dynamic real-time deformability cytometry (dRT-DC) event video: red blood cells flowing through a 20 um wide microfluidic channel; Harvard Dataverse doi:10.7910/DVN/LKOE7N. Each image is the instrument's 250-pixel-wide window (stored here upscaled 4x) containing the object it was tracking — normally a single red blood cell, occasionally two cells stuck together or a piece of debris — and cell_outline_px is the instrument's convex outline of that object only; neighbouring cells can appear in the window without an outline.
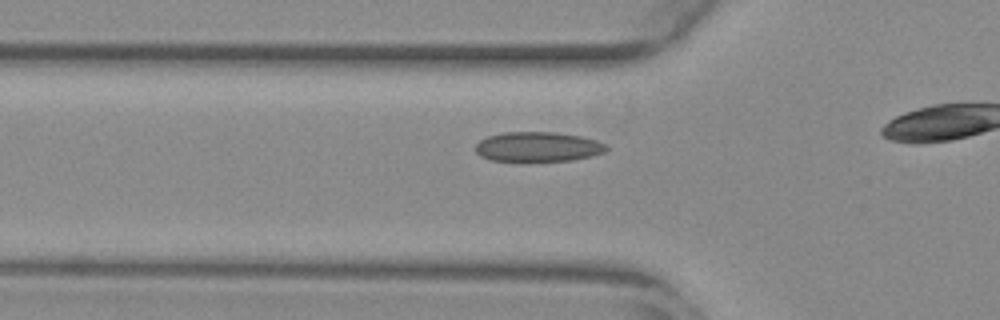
{"species": "common noctule bat (a hibernating species)", "species_latin": "Nyctalus noctula", "temperature_condition": "warm", "stored_images_in_passage": 15, "camera_frame_rate_fps": 3000, "um_per_image_px": 0.085, "animal": {"sex": "female", "body_mass_g": 29.2, "forearm_length_mm": 56.3}, "frame": {"image": 1, "passage_image": 3, "time_ms": 0.667, "image_size_px": [1000, 320], "cell_outline_px": [[608, 148], [604, 152], [592, 156], [572, 160], [524, 164], [520, 164], [488, 160], [480, 156], [476, 152], [476, 144], [480, 140], [488, 136], [504, 132], [556, 132], [580, 136], [596, 140], [608, 144]], "centroid_in_image_um": [45.69, 12.53], "position_along_channel_um": 80.1, "area_um2": 23.81}}
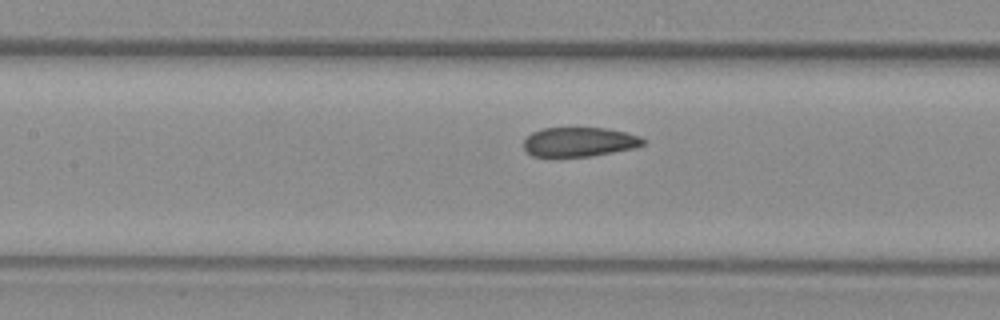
{"frame": {"image": 2, "passage_image": 9, "time_ms": 2.667, "image_size_px": [1000, 320], "cell_outline_px": [[648, 140], [644, 144], [636, 148], [592, 156], [532, 156], [524, 148], [524, 140], [532, 132], [544, 128], [604, 128], [624, 132], [640, 136]], "centroid_in_image_um": [49.28, 12.06], "position_along_channel_um": 158.1, "area_um2": 20.4}}
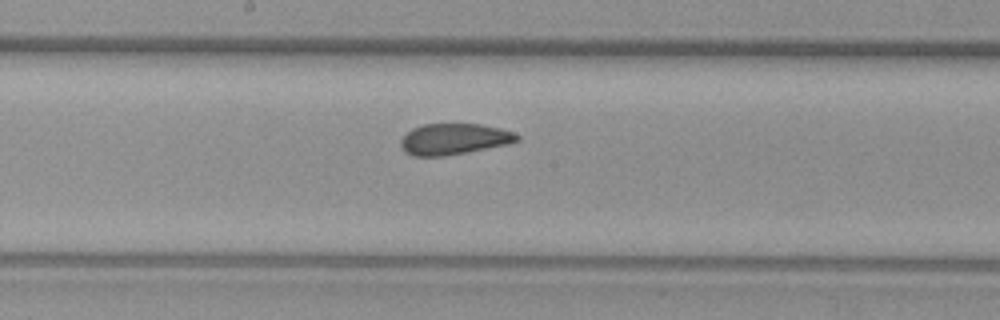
{"frame": {"image": 3, "passage_image": 13, "time_ms": 4.0, "image_size_px": [1000, 320], "cell_outline_px": [[520, 140], [508, 144], [444, 156], [412, 156], [404, 152], [400, 144], [400, 140], [412, 128], [424, 124], [480, 124], [500, 128], [512, 132], [520, 136]], "centroid_in_image_um": [38.57, 11.82], "position_along_channel_um": 209.6, "area_um2": 20.98}}